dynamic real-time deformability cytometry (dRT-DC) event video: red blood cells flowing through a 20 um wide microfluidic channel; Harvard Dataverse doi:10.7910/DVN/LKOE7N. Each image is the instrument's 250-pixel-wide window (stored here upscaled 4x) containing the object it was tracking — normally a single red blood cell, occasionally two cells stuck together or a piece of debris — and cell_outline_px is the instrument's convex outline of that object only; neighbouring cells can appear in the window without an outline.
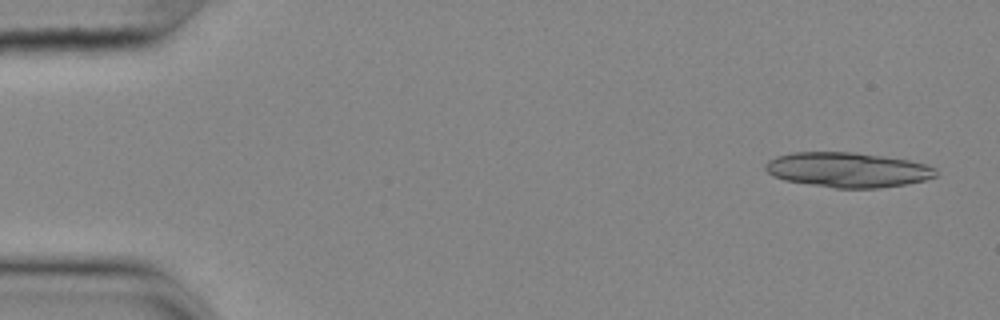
{"species": "common noctule bat (a hibernating species)", "species_latin": "Nyctalus noctula", "temperature_condition": "cold", "stored_images_in_passage": 42, "segment_of_instrument_passage": [1, 2], "camera_frame_rate_fps": 3000, "um_per_image_px": 0.085, "animal": {"sex": "female", "body_mass_g": 25.1}, "frame": {"image": 1, "passage_image": 3, "time_ms": 0.667, "image_size_px": [1000, 320], "cell_outline_px": [[936, 176], [924, 180], [904, 184], [880, 188], [836, 188], [784, 180], [772, 176], [764, 168], [764, 164], [768, 160], [776, 156], [792, 152], [856, 152], [884, 156], [908, 160], [924, 164], [936, 168]], "centroid_in_image_um": [72.01, 14.43], "position_along_channel_um": 13.0, "area_um2": 34.68}}
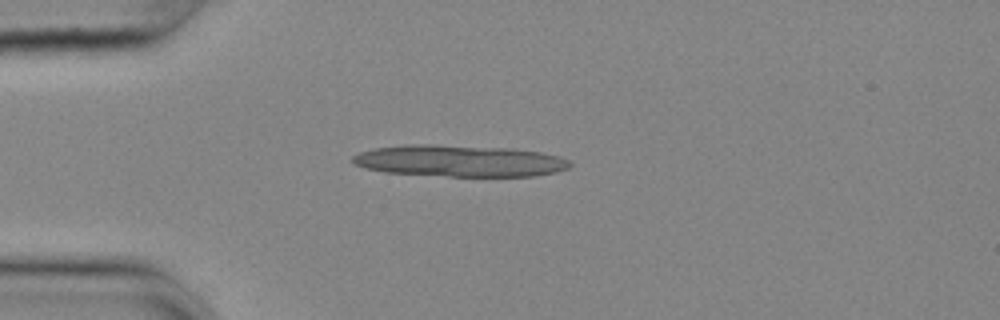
{"frame": {"image": 2, "passage_image": 14, "time_ms": 4.333, "image_size_px": [1000, 320], "cell_outline_px": [[572, 164], [568, 168], [556, 172], [536, 176], [448, 176], [384, 172], [364, 168], [356, 164], [352, 160], [352, 156], [360, 152], [376, 148], [404, 144], [436, 144], [512, 148], [540, 152], [560, 156], [568, 160]], "centroid_in_image_um": [39.08, 13.67], "position_along_channel_um": 45.9, "area_um2": 40.23}}